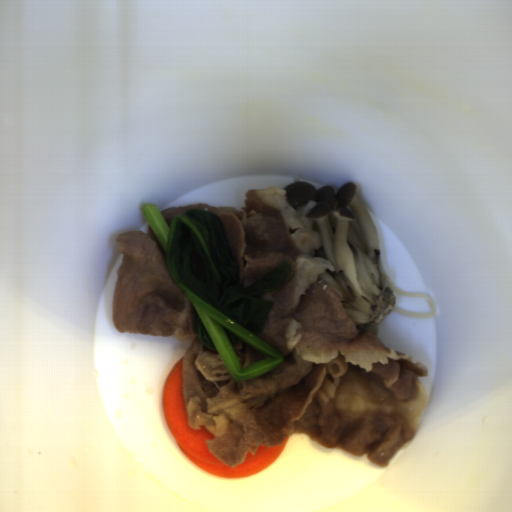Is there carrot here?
Listing matches in <instances>:
<instances>
[{"label":"carrot","mask_w":512,"mask_h":512,"mask_svg":"<svg viewBox=\"0 0 512 512\" xmlns=\"http://www.w3.org/2000/svg\"><path fill=\"white\" fill-rule=\"evenodd\" d=\"M183 355L169 373L161 393L165 422L179 449L188 461L202 472L229 478H244L268 468L284 450L290 435L280 445H258L254 454H248L237 466L225 464L208 448L206 440L214 435L203 425L193 429L187 418L183 393Z\"/></svg>","instance_id":"1"}]
</instances>
